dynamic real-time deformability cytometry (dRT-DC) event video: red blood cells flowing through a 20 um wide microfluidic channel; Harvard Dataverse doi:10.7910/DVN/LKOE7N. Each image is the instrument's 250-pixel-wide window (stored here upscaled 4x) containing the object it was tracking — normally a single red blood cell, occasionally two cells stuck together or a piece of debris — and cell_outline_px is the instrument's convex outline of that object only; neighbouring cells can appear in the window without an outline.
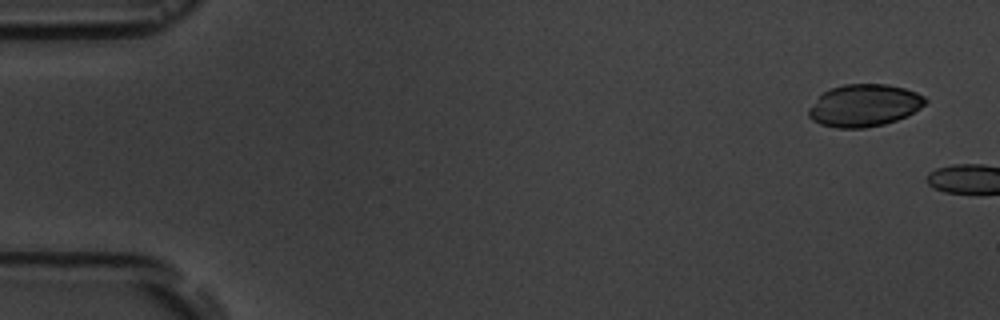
{"species": "common noctule bat (a hibernating species)", "species_latin": "Nyctalus noctula", "temperature_condition": "room temperature", "stored_images_in_passage": 2, "camera_frame_rate_fps": 3000, "um_per_image_px": 0.085, "animal": {"sex": "male", "body_mass_g": 19.5, "forearm_length_mm": 54.6}, "frame": {"image": 1, "passage_image": 1, "time_ms": 0.0, "image_size_px": [1000, 320], "cell_outline_px": [[928, 100], [920, 108], [908, 116], [884, 124], [864, 128], [836, 128], [820, 124], [812, 120], [808, 116], [808, 108], [824, 92], [832, 88], [844, 84], [888, 84], [904, 88], [916, 92], [924, 96]], "centroid_in_image_um": [73.46, 8.97], "position_along_channel_um": 11.5, "area_um2": 28.73}}